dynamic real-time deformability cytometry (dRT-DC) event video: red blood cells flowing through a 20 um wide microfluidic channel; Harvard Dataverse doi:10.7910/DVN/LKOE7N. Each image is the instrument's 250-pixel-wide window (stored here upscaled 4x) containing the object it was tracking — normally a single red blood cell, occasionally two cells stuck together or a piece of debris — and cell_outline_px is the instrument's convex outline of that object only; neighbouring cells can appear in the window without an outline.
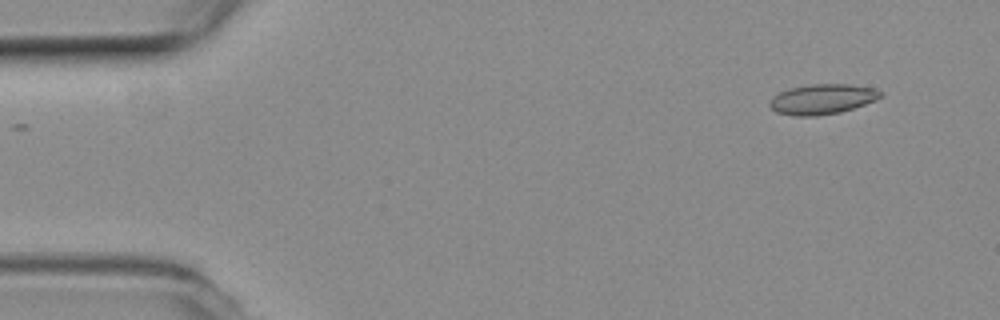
{"species": "common noctule bat (a hibernating species)", "species_latin": "Nyctalus noctula", "temperature_condition": "room temperature", "stored_images_in_passage": 2, "camera_frame_rate_fps": 3000, "um_per_image_px": 0.085, "animal": {"sex": "female", "body_mass_g": 19.3, "forearm_length_mm": 54.1}, "frame": {"image": 1, "passage_image": 2, "time_ms": 0.333, "image_size_px": [1000, 320], "cell_outline_px": [[884, 96], [876, 100], [840, 112], [816, 116], [792, 116], [776, 112], [768, 104], [772, 96], [788, 88], [812, 84], [852, 84], [872, 88], [884, 92]], "centroid_in_image_um": [69.89, 8.42], "position_along_channel_um": 15.1, "area_um2": 19.59}}